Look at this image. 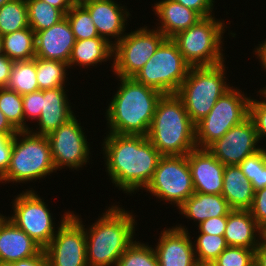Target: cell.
Segmentation results:
<instances>
[{
	"mask_svg": "<svg viewBox=\"0 0 266 266\" xmlns=\"http://www.w3.org/2000/svg\"><path fill=\"white\" fill-rule=\"evenodd\" d=\"M113 60V46L106 40L99 37L91 39L76 40L68 67L71 69L73 66L84 67L86 69L90 66L104 63Z\"/></svg>",
	"mask_w": 266,
	"mask_h": 266,
	"instance_id": "obj_26",
	"label": "cell"
},
{
	"mask_svg": "<svg viewBox=\"0 0 266 266\" xmlns=\"http://www.w3.org/2000/svg\"><path fill=\"white\" fill-rule=\"evenodd\" d=\"M3 54V47H2V36H0V55Z\"/></svg>",
	"mask_w": 266,
	"mask_h": 266,
	"instance_id": "obj_52",
	"label": "cell"
},
{
	"mask_svg": "<svg viewBox=\"0 0 266 266\" xmlns=\"http://www.w3.org/2000/svg\"><path fill=\"white\" fill-rule=\"evenodd\" d=\"M249 211L257 224L266 232V187L254 193Z\"/></svg>",
	"mask_w": 266,
	"mask_h": 266,
	"instance_id": "obj_40",
	"label": "cell"
},
{
	"mask_svg": "<svg viewBox=\"0 0 266 266\" xmlns=\"http://www.w3.org/2000/svg\"><path fill=\"white\" fill-rule=\"evenodd\" d=\"M25 190L12 199L13 214L7 218L44 250L56 235L59 226L52 218L53 214L44 198H41L33 187Z\"/></svg>",
	"mask_w": 266,
	"mask_h": 266,
	"instance_id": "obj_11",
	"label": "cell"
},
{
	"mask_svg": "<svg viewBox=\"0 0 266 266\" xmlns=\"http://www.w3.org/2000/svg\"><path fill=\"white\" fill-rule=\"evenodd\" d=\"M13 146V136L0 133V178L6 173L10 165Z\"/></svg>",
	"mask_w": 266,
	"mask_h": 266,
	"instance_id": "obj_42",
	"label": "cell"
},
{
	"mask_svg": "<svg viewBox=\"0 0 266 266\" xmlns=\"http://www.w3.org/2000/svg\"><path fill=\"white\" fill-rule=\"evenodd\" d=\"M29 27L26 0H11L0 8V36Z\"/></svg>",
	"mask_w": 266,
	"mask_h": 266,
	"instance_id": "obj_31",
	"label": "cell"
},
{
	"mask_svg": "<svg viewBox=\"0 0 266 266\" xmlns=\"http://www.w3.org/2000/svg\"><path fill=\"white\" fill-rule=\"evenodd\" d=\"M254 49V56L256 55L255 57L259 59L260 66L263 68L262 70L266 72V39L257 44Z\"/></svg>",
	"mask_w": 266,
	"mask_h": 266,
	"instance_id": "obj_47",
	"label": "cell"
},
{
	"mask_svg": "<svg viewBox=\"0 0 266 266\" xmlns=\"http://www.w3.org/2000/svg\"><path fill=\"white\" fill-rule=\"evenodd\" d=\"M224 237L228 246L256 249L266 237L249 210H232L227 217Z\"/></svg>",
	"mask_w": 266,
	"mask_h": 266,
	"instance_id": "obj_22",
	"label": "cell"
},
{
	"mask_svg": "<svg viewBox=\"0 0 266 266\" xmlns=\"http://www.w3.org/2000/svg\"><path fill=\"white\" fill-rule=\"evenodd\" d=\"M77 2H90V1H101V0H76ZM104 1H115V0H104Z\"/></svg>",
	"mask_w": 266,
	"mask_h": 266,
	"instance_id": "obj_51",
	"label": "cell"
},
{
	"mask_svg": "<svg viewBox=\"0 0 266 266\" xmlns=\"http://www.w3.org/2000/svg\"><path fill=\"white\" fill-rule=\"evenodd\" d=\"M107 133L101 153L113 186L127 195L145 189L162 155L147 136Z\"/></svg>",
	"mask_w": 266,
	"mask_h": 266,
	"instance_id": "obj_1",
	"label": "cell"
},
{
	"mask_svg": "<svg viewBox=\"0 0 266 266\" xmlns=\"http://www.w3.org/2000/svg\"><path fill=\"white\" fill-rule=\"evenodd\" d=\"M50 4L52 7L59 9L64 15L71 9L76 0H42Z\"/></svg>",
	"mask_w": 266,
	"mask_h": 266,
	"instance_id": "obj_49",
	"label": "cell"
},
{
	"mask_svg": "<svg viewBox=\"0 0 266 266\" xmlns=\"http://www.w3.org/2000/svg\"><path fill=\"white\" fill-rule=\"evenodd\" d=\"M226 68L224 63L190 68L176 94L194 124L207 116L217 100L232 87L227 81Z\"/></svg>",
	"mask_w": 266,
	"mask_h": 266,
	"instance_id": "obj_6",
	"label": "cell"
},
{
	"mask_svg": "<svg viewBox=\"0 0 266 266\" xmlns=\"http://www.w3.org/2000/svg\"><path fill=\"white\" fill-rule=\"evenodd\" d=\"M29 27L36 33L50 28L65 15L42 0H26Z\"/></svg>",
	"mask_w": 266,
	"mask_h": 266,
	"instance_id": "obj_30",
	"label": "cell"
},
{
	"mask_svg": "<svg viewBox=\"0 0 266 266\" xmlns=\"http://www.w3.org/2000/svg\"><path fill=\"white\" fill-rule=\"evenodd\" d=\"M266 97V86L259 90Z\"/></svg>",
	"mask_w": 266,
	"mask_h": 266,
	"instance_id": "obj_55",
	"label": "cell"
},
{
	"mask_svg": "<svg viewBox=\"0 0 266 266\" xmlns=\"http://www.w3.org/2000/svg\"><path fill=\"white\" fill-rule=\"evenodd\" d=\"M197 266H217L214 262L197 263Z\"/></svg>",
	"mask_w": 266,
	"mask_h": 266,
	"instance_id": "obj_50",
	"label": "cell"
},
{
	"mask_svg": "<svg viewBox=\"0 0 266 266\" xmlns=\"http://www.w3.org/2000/svg\"><path fill=\"white\" fill-rule=\"evenodd\" d=\"M0 266H14L12 263L0 262Z\"/></svg>",
	"mask_w": 266,
	"mask_h": 266,
	"instance_id": "obj_56",
	"label": "cell"
},
{
	"mask_svg": "<svg viewBox=\"0 0 266 266\" xmlns=\"http://www.w3.org/2000/svg\"><path fill=\"white\" fill-rule=\"evenodd\" d=\"M166 37L154 27L140 26L126 33L113 46L111 67L116 77H134Z\"/></svg>",
	"mask_w": 266,
	"mask_h": 266,
	"instance_id": "obj_12",
	"label": "cell"
},
{
	"mask_svg": "<svg viewBox=\"0 0 266 266\" xmlns=\"http://www.w3.org/2000/svg\"><path fill=\"white\" fill-rule=\"evenodd\" d=\"M76 42L66 17L48 29L35 33V57L69 62Z\"/></svg>",
	"mask_w": 266,
	"mask_h": 266,
	"instance_id": "obj_19",
	"label": "cell"
},
{
	"mask_svg": "<svg viewBox=\"0 0 266 266\" xmlns=\"http://www.w3.org/2000/svg\"><path fill=\"white\" fill-rule=\"evenodd\" d=\"M152 11L159 19L155 28L166 38L174 37L202 19L196 11L172 0L156 1Z\"/></svg>",
	"mask_w": 266,
	"mask_h": 266,
	"instance_id": "obj_23",
	"label": "cell"
},
{
	"mask_svg": "<svg viewBox=\"0 0 266 266\" xmlns=\"http://www.w3.org/2000/svg\"><path fill=\"white\" fill-rule=\"evenodd\" d=\"M76 40L99 37L96 26L88 10L79 2H75L65 15Z\"/></svg>",
	"mask_w": 266,
	"mask_h": 266,
	"instance_id": "obj_32",
	"label": "cell"
},
{
	"mask_svg": "<svg viewBox=\"0 0 266 266\" xmlns=\"http://www.w3.org/2000/svg\"><path fill=\"white\" fill-rule=\"evenodd\" d=\"M226 26L223 19H217L214 15L203 17L196 24L176 34L172 40L191 67L225 63L223 36L225 29L229 27Z\"/></svg>",
	"mask_w": 266,
	"mask_h": 266,
	"instance_id": "obj_7",
	"label": "cell"
},
{
	"mask_svg": "<svg viewBox=\"0 0 266 266\" xmlns=\"http://www.w3.org/2000/svg\"><path fill=\"white\" fill-rule=\"evenodd\" d=\"M53 172L57 170L47 136L29 130L18 131L13 136L10 165L0 178V184L30 183L46 179Z\"/></svg>",
	"mask_w": 266,
	"mask_h": 266,
	"instance_id": "obj_5",
	"label": "cell"
},
{
	"mask_svg": "<svg viewBox=\"0 0 266 266\" xmlns=\"http://www.w3.org/2000/svg\"><path fill=\"white\" fill-rule=\"evenodd\" d=\"M239 167L252 183L254 192L266 187V148L261 147L256 153L246 157Z\"/></svg>",
	"mask_w": 266,
	"mask_h": 266,
	"instance_id": "obj_33",
	"label": "cell"
},
{
	"mask_svg": "<svg viewBox=\"0 0 266 266\" xmlns=\"http://www.w3.org/2000/svg\"><path fill=\"white\" fill-rule=\"evenodd\" d=\"M183 218L193 220L199 225L209 218L228 216L232 211L227 200L221 194H203L195 192L177 210Z\"/></svg>",
	"mask_w": 266,
	"mask_h": 266,
	"instance_id": "obj_24",
	"label": "cell"
},
{
	"mask_svg": "<svg viewBox=\"0 0 266 266\" xmlns=\"http://www.w3.org/2000/svg\"><path fill=\"white\" fill-rule=\"evenodd\" d=\"M12 264L14 266H48L46 254L43 249L33 257L12 262Z\"/></svg>",
	"mask_w": 266,
	"mask_h": 266,
	"instance_id": "obj_45",
	"label": "cell"
},
{
	"mask_svg": "<svg viewBox=\"0 0 266 266\" xmlns=\"http://www.w3.org/2000/svg\"><path fill=\"white\" fill-rule=\"evenodd\" d=\"M3 54L13 62L35 58V32L24 28L2 36Z\"/></svg>",
	"mask_w": 266,
	"mask_h": 266,
	"instance_id": "obj_27",
	"label": "cell"
},
{
	"mask_svg": "<svg viewBox=\"0 0 266 266\" xmlns=\"http://www.w3.org/2000/svg\"><path fill=\"white\" fill-rule=\"evenodd\" d=\"M252 183L239 165H225L222 196L232 210H249L254 199Z\"/></svg>",
	"mask_w": 266,
	"mask_h": 266,
	"instance_id": "obj_25",
	"label": "cell"
},
{
	"mask_svg": "<svg viewBox=\"0 0 266 266\" xmlns=\"http://www.w3.org/2000/svg\"><path fill=\"white\" fill-rule=\"evenodd\" d=\"M24 111V130H29V123L38 120L42 112V90L22 95ZM34 119V120H33Z\"/></svg>",
	"mask_w": 266,
	"mask_h": 266,
	"instance_id": "obj_39",
	"label": "cell"
},
{
	"mask_svg": "<svg viewBox=\"0 0 266 266\" xmlns=\"http://www.w3.org/2000/svg\"><path fill=\"white\" fill-rule=\"evenodd\" d=\"M9 1L11 0H0V8Z\"/></svg>",
	"mask_w": 266,
	"mask_h": 266,
	"instance_id": "obj_54",
	"label": "cell"
},
{
	"mask_svg": "<svg viewBox=\"0 0 266 266\" xmlns=\"http://www.w3.org/2000/svg\"><path fill=\"white\" fill-rule=\"evenodd\" d=\"M79 3L88 10L98 35L112 46L127 33V21L131 16L127 6L104 0Z\"/></svg>",
	"mask_w": 266,
	"mask_h": 266,
	"instance_id": "obj_17",
	"label": "cell"
},
{
	"mask_svg": "<svg viewBox=\"0 0 266 266\" xmlns=\"http://www.w3.org/2000/svg\"><path fill=\"white\" fill-rule=\"evenodd\" d=\"M185 225L164 228L154 251L159 266H197L193 241Z\"/></svg>",
	"mask_w": 266,
	"mask_h": 266,
	"instance_id": "obj_16",
	"label": "cell"
},
{
	"mask_svg": "<svg viewBox=\"0 0 266 266\" xmlns=\"http://www.w3.org/2000/svg\"><path fill=\"white\" fill-rule=\"evenodd\" d=\"M42 248L7 217L0 225V262L12 263L37 255Z\"/></svg>",
	"mask_w": 266,
	"mask_h": 266,
	"instance_id": "obj_21",
	"label": "cell"
},
{
	"mask_svg": "<svg viewBox=\"0 0 266 266\" xmlns=\"http://www.w3.org/2000/svg\"><path fill=\"white\" fill-rule=\"evenodd\" d=\"M36 72V57L13 63L7 89L25 95L39 90Z\"/></svg>",
	"mask_w": 266,
	"mask_h": 266,
	"instance_id": "obj_28",
	"label": "cell"
},
{
	"mask_svg": "<svg viewBox=\"0 0 266 266\" xmlns=\"http://www.w3.org/2000/svg\"><path fill=\"white\" fill-rule=\"evenodd\" d=\"M253 120L248 117L232 127L207 149L223 165H239L246 157L261 149Z\"/></svg>",
	"mask_w": 266,
	"mask_h": 266,
	"instance_id": "obj_15",
	"label": "cell"
},
{
	"mask_svg": "<svg viewBox=\"0 0 266 266\" xmlns=\"http://www.w3.org/2000/svg\"><path fill=\"white\" fill-rule=\"evenodd\" d=\"M246 95L241 89L232 86L217 100L208 115L195 124L197 148L207 149L228 130L249 117L251 96Z\"/></svg>",
	"mask_w": 266,
	"mask_h": 266,
	"instance_id": "obj_9",
	"label": "cell"
},
{
	"mask_svg": "<svg viewBox=\"0 0 266 266\" xmlns=\"http://www.w3.org/2000/svg\"><path fill=\"white\" fill-rule=\"evenodd\" d=\"M13 63L6 55H0V88L7 86Z\"/></svg>",
	"mask_w": 266,
	"mask_h": 266,
	"instance_id": "obj_44",
	"label": "cell"
},
{
	"mask_svg": "<svg viewBox=\"0 0 266 266\" xmlns=\"http://www.w3.org/2000/svg\"><path fill=\"white\" fill-rule=\"evenodd\" d=\"M228 216H220L209 218L202 221L198 226V233H206L209 235L224 236Z\"/></svg>",
	"mask_w": 266,
	"mask_h": 266,
	"instance_id": "obj_41",
	"label": "cell"
},
{
	"mask_svg": "<svg viewBox=\"0 0 266 266\" xmlns=\"http://www.w3.org/2000/svg\"><path fill=\"white\" fill-rule=\"evenodd\" d=\"M213 262L217 266H254L255 249L228 246Z\"/></svg>",
	"mask_w": 266,
	"mask_h": 266,
	"instance_id": "obj_37",
	"label": "cell"
},
{
	"mask_svg": "<svg viewBox=\"0 0 266 266\" xmlns=\"http://www.w3.org/2000/svg\"><path fill=\"white\" fill-rule=\"evenodd\" d=\"M196 11L202 18L214 15L215 0H172Z\"/></svg>",
	"mask_w": 266,
	"mask_h": 266,
	"instance_id": "obj_43",
	"label": "cell"
},
{
	"mask_svg": "<svg viewBox=\"0 0 266 266\" xmlns=\"http://www.w3.org/2000/svg\"><path fill=\"white\" fill-rule=\"evenodd\" d=\"M6 217H7L6 215L4 216V214L0 213V225L5 220Z\"/></svg>",
	"mask_w": 266,
	"mask_h": 266,
	"instance_id": "obj_53",
	"label": "cell"
},
{
	"mask_svg": "<svg viewBox=\"0 0 266 266\" xmlns=\"http://www.w3.org/2000/svg\"><path fill=\"white\" fill-rule=\"evenodd\" d=\"M152 246L135 240L121 255L116 266H159Z\"/></svg>",
	"mask_w": 266,
	"mask_h": 266,
	"instance_id": "obj_34",
	"label": "cell"
},
{
	"mask_svg": "<svg viewBox=\"0 0 266 266\" xmlns=\"http://www.w3.org/2000/svg\"><path fill=\"white\" fill-rule=\"evenodd\" d=\"M66 91V87L42 90V112L37 124H34L37 126L36 130L29 127V131L47 136L76 115L71 109L72 103L69 102Z\"/></svg>",
	"mask_w": 266,
	"mask_h": 266,
	"instance_id": "obj_20",
	"label": "cell"
},
{
	"mask_svg": "<svg viewBox=\"0 0 266 266\" xmlns=\"http://www.w3.org/2000/svg\"><path fill=\"white\" fill-rule=\"evenodd\" d=\"M121 207L114 203L88 226L72 211L85 229L88 266H116L124 251L135 241L136 215Z\"/></svg>",
	"mask_w": 266,
	"mask_h": 266,
	"instance_id": "obj_2",
	"label": "cell"
},
{
	"mask_svg": "<svg viewBox=\"0 0 266 266\" xmlns=\"http://www.w3.org/2000/svg\"><path fill=\"white\" fill-rule=\"evenodd\" d=\"M76 117L78 116L74 115L47 135L56 170L67 166L66 168L73 171H79L90 162V142L88 143L84 127L80 121L78 123L79 119Z\"/></svg>",
	"mask_w": 266,
	"mask_h": 266,
	"instance_id": "obj_14",
	"label": "cell"
},
{
	"mask_svg": "<svg viewBox=\"0 0 266 266\" xmlns=\"http://www.w3.org/2000/svg\"><path fill=\"white\" fill-rule=\"evenodd\" d=\"M190 68L177 44L166 38L133 78L162 94H173L178 92Z\"/></svg>",
	"mask_w": 266,
	"mask_h": 266,
	"instance_id": "obj_8",
	"label": "cell"
},
{
	"mask_svg": "<svg viewBox=\"0 0 266 266\" xmlns=\"http://www.w3.org/2000/svg\"><path fill=\"white\" fill-rule=\"evenodd\" d=\"M195 192L203 194H222L223 165L208 149L196 148L187 154Z\"/></svg>",
	"mask_w": 266,
	"mask_h": 266,
	"instance_id": "obj_18",
	"label": "cell"
},
{
	"mask_svg": "<svg viewBox=\"0 0 266 266\" xmlns=\"http://www.w3.org/2000/svg\"><path fill=\"white\" fill-rule=\"evenodd\" d=\"M254 266H266V237L255 249Z\"/></svg>",
	"mask_w": 266,
	"mask_h": 266,
	"instance_id": "obj_46",
	"label": "cell"
},
{
	"mask_svg": "<svg viewBox=\"0 0 266 266\" xmlns=\"http://www.w3.org/2000/svg\"><path fill=\"white\" fill-rule=\"evenodd\" d=\"M144 190L160 202L179 208L195 193L187 155L161 156Z\"/></svg>",
	"mask_w": 266,
	"mask_h": 266,
	"instance_id": "obj_10",
	"label": "cell"
},
{
	"mask_svg": "<svg viewBox=\"0 0 266 266\" xmlns=\"http://www.w3.org/2000/svg\"><path fill=\"white\" fill-rule=\"evenodd\" d=\"M56 235L44 249L48 266H88L84 226L65 211Z\"/></svg>",
	"mask_w": 266,
	"mask_h": 266,
	"instance_id": "obj_13",
	"label": "cell"
},
{
	"mask_svg": "<svg viewBox=\"0 0 266 266\" xmlns=\"http://www.w3.org/2000/svg\"><path fill=\"white\" fill-rule=\"evenodd\" d=\"M195 239L193 246L198 263L213 262L228 247L224 236L199 233Z\"/></svg>",
	"mask_w": 266,
	"mask_h": 266,
	"instance_id": "obj_35",
	"label": "cell"
},
{
	"mask_svg": "<svg viewBox=\"0 0 266 266\" xmlns=\"http://www.w3.org/2000/svg\"><path fill=\"white\" fill-rule=\"evenodd\" d=\"M118 89L106 107L107 132L147 136L162 93L137 82L133 77H117Z\"/></svg>",
	"mask_w": 266,
	"mask_h": 266,
	"instance_id": "obj_3",
	"label": "cell"
},
{
	"mask_svg": "<svg viewBox=\"0 0 266 266\" xmlns=\"http://www.w3.org/2000/svg\"><path fill=\"white\" fill-rule=\"evenodd\" d=\"M67 69H69L67 63L36 57V77L39 90L66 87Z\"/></svg>",
	"mask_w": 266,
	"mask_h": 266,
	"instance_id": "obj_29",
	"label": "cell"
},
{
	"mask_svg": "<svg viewBox=\"0 0 266 266\" xmlns=\"http://www.w3.org/2000/svg\"><path fill=\"white\" fill-rule=\"evenodd\" d=\"M18 130L9 122L4 113L0 110V133L14 136Z\"/></svg>",
	"mask_w": 266,
	"mask_h": 266,
	"instance_id": "obj_48",
	"label": "cell"
},
{
	"mask_svg": "<svg viewBox=\"0 0 266 266\" xmlns=\"http://www.w3.org/2000/svg\"><path fill=\"white\" fill-rule=\"evenodd\" d=\"M147 138L162 156L187 155L197 148L195 124L176 93L158 101Z\"/></svg>",
	"mask_w": 266,
	"mask_h": 266,
	"instance_id": "obj_4",
	"label": "cell"
},
{
	"mask_svg": "<svg viewBox=\"0 0 266 266\" xmlns=\"http://www.w3.org/2000/svg\"><path fill=\"white\" fill-rule=\"evenodd\" d=\"M256 93L262 96L259 97V99L264 98L262 101H259L251 97L249 103V117L254 122L259 143H263V138L266 140V97L260 91Z\"/></svg>",
	"mask_w": 266,
	"mask_h": 266,
	"instance_id": "obj_38",
	"label": "cell"
},
{
	"mask_svg": "<svg viewBox=\"0 0 266 266\" xmlns=\"http://www.w3.org/2000/svg\"><path fill=\"white\" fill-rule=\"evenodd\" d=\"M22 104V95L6 87L0 88V110L18 131L24 130V111Z\"/></svg>",
	"mask_w": 266,
	"mask_h": 266,
	"instance_id": "obj_36",
	"label": "cell"
}]
</instances>
